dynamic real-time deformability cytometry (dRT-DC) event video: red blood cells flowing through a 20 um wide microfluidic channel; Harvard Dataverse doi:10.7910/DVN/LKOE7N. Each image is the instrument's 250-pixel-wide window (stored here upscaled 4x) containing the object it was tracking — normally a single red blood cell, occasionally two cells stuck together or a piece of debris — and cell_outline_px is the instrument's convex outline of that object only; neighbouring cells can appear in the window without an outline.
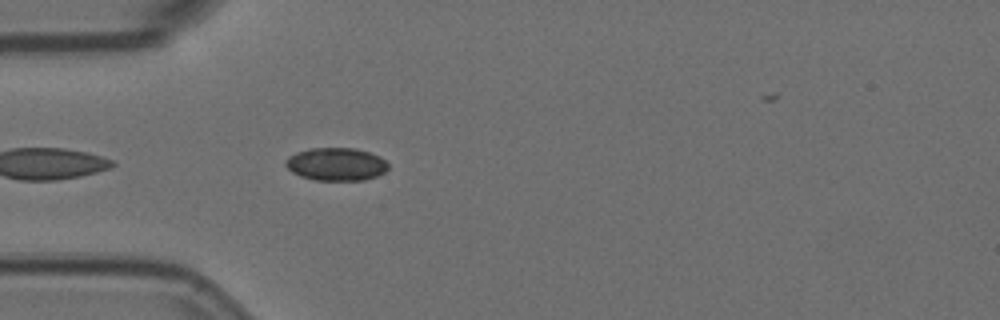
{"species": "Egyptian fruit bat (a non-hibernating species)", "species_latin": "Rousettus aegyptiacus", "temperature_condition": "room temperature", "stored_images_in_passage": 21, "camera_frame_rate_fps": 3000, "um_per_image_px": 0.085, "animal": {"sex": "female"}, "frame": {"image": 1, "passage_image": 3, "time_ms": 0.667, "image_size_px": [1000, 320], "cell_outline_px": [[388, 168], [384, 172], [376, 176], [364, 180], [316, 180], [300, 176], [292, 172], [284, 164], [284, 160], [288, 156], [296, 152], [308, 148], [356, 148], [380, 156], [388, 164]], "centroid_in_image_um": [28.54, 13.95], "position_along_channel_um": 56.5, "area_um2": 19.77}}
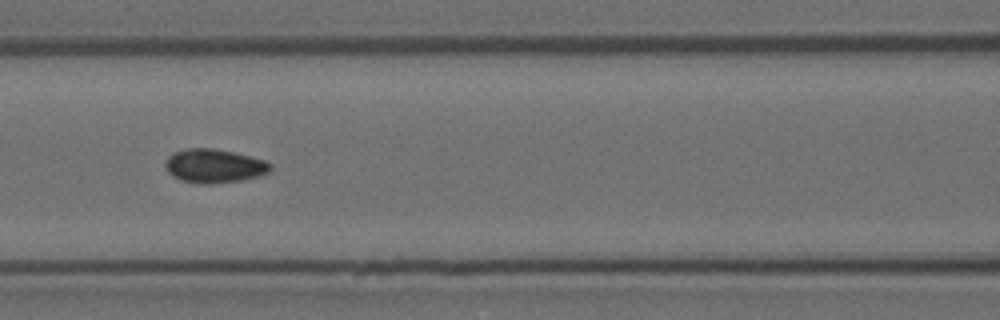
{"frame": {"image": 2, "passage_image": 11, "time_ms": 3.333, "image_size_px": [1000, 320], "cell_outline_px": [[272, 168], [268, 172], [260, 176], [240, 180], [208, 184], [184, 180], [172, 176], [164, 168], [164, 164], [168, 156], [172, 152], [184, 148], [212, 148], [232, 152], [264, 160], [272, 164]], "centroid_in_image_um": [18.17, 14.09], "position_along_channel_um": 148.4, "area_um2": 20.58}}
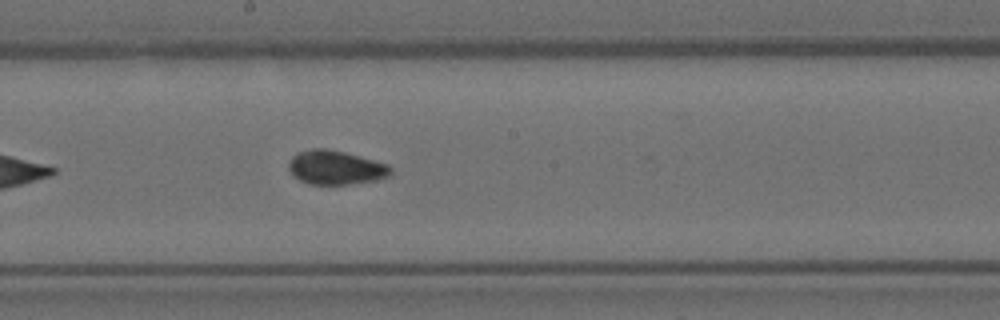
{"frame": {"image": 3, "passage_image": 17, "time_ms": 5.333, "image_size_px": [1000, 320], "cell_outline_px": [[392, 172], [388, 176], [376, 180], [348, 184], [308, 184], [300, 180], [288, 168], [288, 164], [292, 156], [300, 152], [312, 148], [324, 148], [344, 152], [360, 156], [388, 164], [392, 168]], "centroid_in_image_um": [28.55, 14.24], "position_along_channel_um": 219.7, "area_um2": 20.06}}